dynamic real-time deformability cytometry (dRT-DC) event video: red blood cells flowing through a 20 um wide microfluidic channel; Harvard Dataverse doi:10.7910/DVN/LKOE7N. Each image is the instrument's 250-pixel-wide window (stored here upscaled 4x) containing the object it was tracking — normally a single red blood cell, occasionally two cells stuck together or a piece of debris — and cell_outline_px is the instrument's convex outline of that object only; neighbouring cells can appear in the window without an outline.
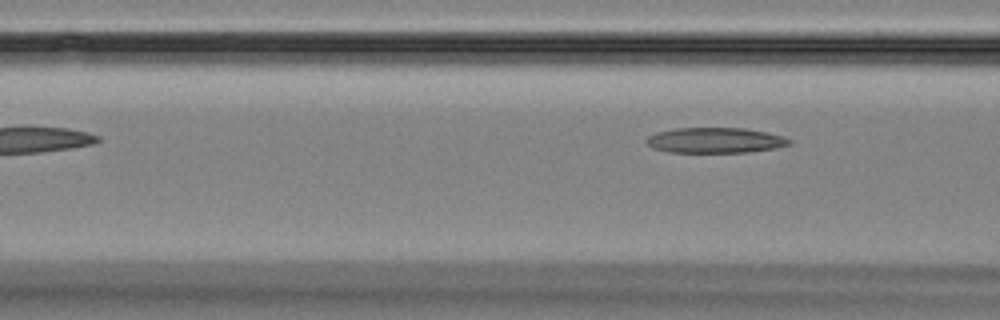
{"species": "Egyptian fruit bat (a non-hibernating species)", "species_latin": "Rousettus aegyptiacus", "temperature_condition": "room temperature", "stored_images_in_passage": 4, "camera_frame_rate_fps": 3000, "um_per_image_px": 0.085, "animal": {"sex": "female"}, "frame": {"image": 1, "passage_image": 4, "time_ms": 3.667, "image_size_px": [1000, 320], "cell_outline_px": [[792, 144], [776, 148], [748, 152], [668, 152], [652, 148], [644, 140], [648, 136], [656, 132], [676, 128], [744, 128], [768, 132], [784, 136], [792, 140]], "centroid_in_image_um": [60.81, 11.92], "position_along_channel_um": 105.8, "area_um2": 21.33}}